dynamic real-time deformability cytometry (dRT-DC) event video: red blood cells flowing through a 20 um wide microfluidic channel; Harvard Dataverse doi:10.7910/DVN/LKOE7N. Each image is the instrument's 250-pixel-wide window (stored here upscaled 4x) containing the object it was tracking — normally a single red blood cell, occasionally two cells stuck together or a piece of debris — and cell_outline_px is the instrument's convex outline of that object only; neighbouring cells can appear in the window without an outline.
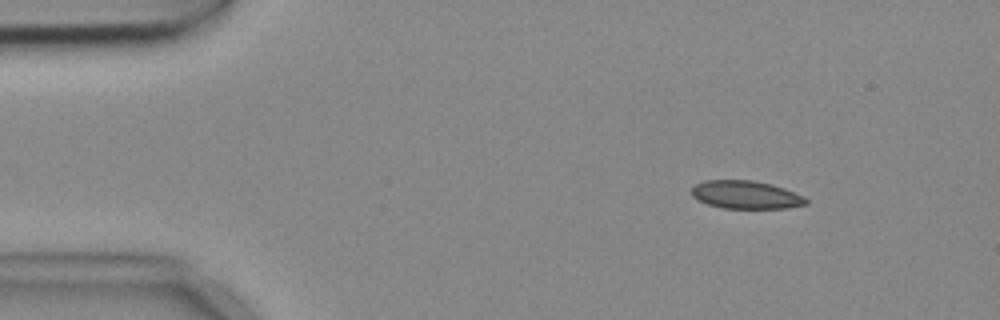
{"species": "common noctule bat (a hibernating species)", "species_latin": "Nyctalus noctula", "temperature_condition": "cold", "stored_images_in_passage": 4, "camera_frame_rate_fps": 3000, "um_per_image_px": 0.085, "animal": {"sex": "female", "body_mass_g": 18.4}, "frame": {"image": 1, "passage_image": 2, "time_ms": 0.333, "image_size_px": [1000, 320], "cell_outline_px": [[808, 204], [788, 208], [720, 208], [696, 200], [692, 196], [692, 188], [696, 184], [704, 180], [752, 180], [772, 184], [784, 188], [804, 196], [808, 200]], "centroid_in_image_um": [63.4, 16.56], "position_along_channel_um": 21.6, "area_um2": 18.84}}